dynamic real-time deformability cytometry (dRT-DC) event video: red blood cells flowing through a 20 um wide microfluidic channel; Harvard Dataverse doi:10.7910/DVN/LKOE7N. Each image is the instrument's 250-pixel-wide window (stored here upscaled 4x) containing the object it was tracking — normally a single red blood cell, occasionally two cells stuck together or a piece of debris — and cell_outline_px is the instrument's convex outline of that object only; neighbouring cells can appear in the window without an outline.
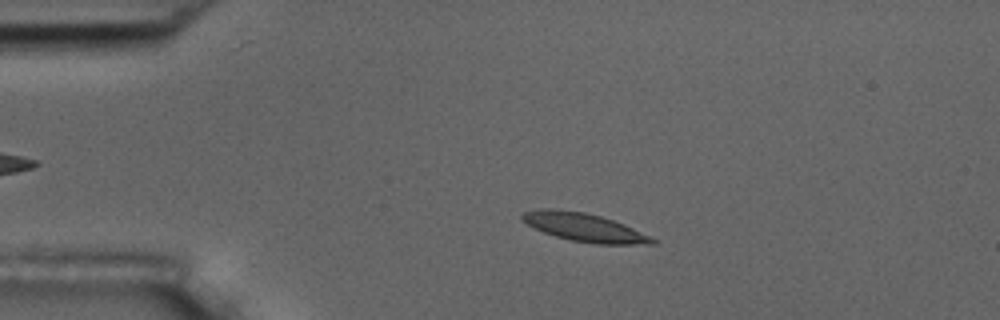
{"species": "common noctule bat (a hibernating species)", "species_latin": "Nyctalus noctula", "temperature_condition": "room temperature", "stored_images_in_passage": 53, "camera_frame_rate_fps": 3000, "um_per_image_px": 0.085, "animal": {"sex": "male", "body_mass_g": 17.5, "forearm_length_mm": 52.3}, "frame": {"image": 1, "passage_image": 10, "time_ms": 3.0, "image_size_px": [1000, 320], "cell_outline_px": [[656, 244], [596, 244], [572, 240], [556, 236], [544, 232], [520, 220], [520, 216], [524, 212], [540, 208], [552, 208], [584, 212], [600, 216], [624, 224], [656, 240]], "centroid_in_image_um": [49.62, 19.31], "position_along_channel_um": 35.4, "area_um2": 21.15}}
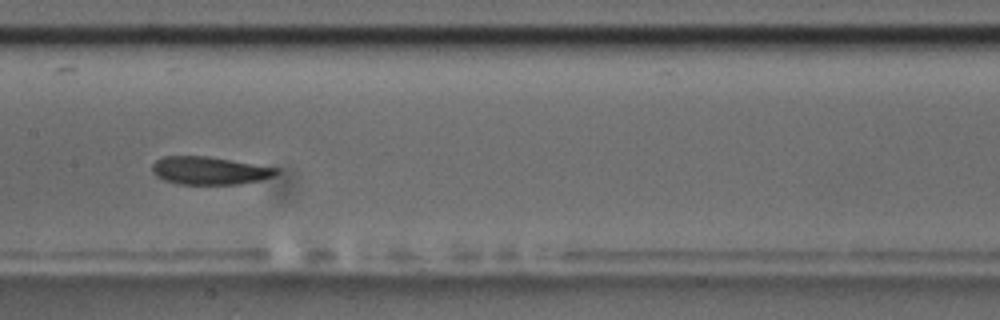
{"frame": {"image": 2, "passage_image": 26, "time_ms": 8.333, "image_size_px": [1000, 320], "cell_outline_px": [[280, 172], [272, 176], [260, 180], [236, 184], [180, 184], [164, 180], [156, 176], [152, 172], [152, 164], [156, 160], [164, 156], [208, 156], [280, 168]], "centroid_in_image_um": [17.8, 14.49], "position_along_channel_um": 189.6, "area_um2": 20.17}}
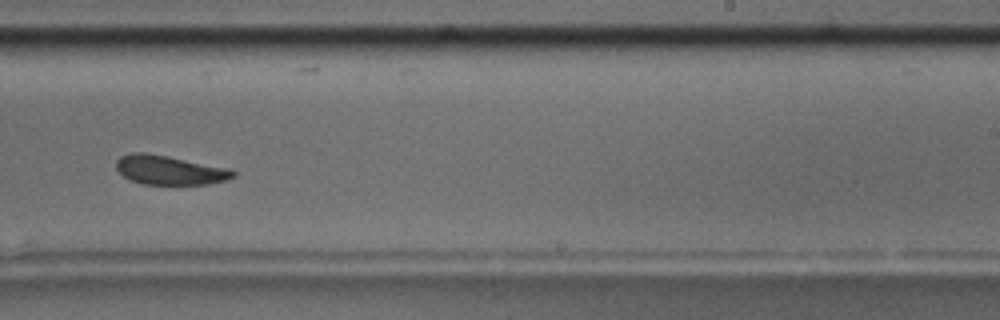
{"frame": {"image": 3, "passage_image": 33, "time_ms": 10.667, "image_size_px": [1000, 320], "cell_outline_px": [[236, 176], [224, 180], [208, 184], [144, 184], [132, 180], [124, 176], [116, 168], [116, 160], [120, 156], [132, 152], [144, 152], [168, 156], [228, 168], [236, 172]], "centroid_in_image_um": [14.4, 14.45], "position_along_channel_um": 274.6, "area_um2": 19.71}, "authors_computed_cell_mechanics": {"area_um2": 20.6924, "velocity_mm_per_s": 3.655, "shape_relaxation_time_tau1_ms": 3.7627, "shape_relaxation_time_tau2_ms": 2.7745, "deformation_change_tau1": 0.1186, "deformation_change_tau2": 0.0892}}